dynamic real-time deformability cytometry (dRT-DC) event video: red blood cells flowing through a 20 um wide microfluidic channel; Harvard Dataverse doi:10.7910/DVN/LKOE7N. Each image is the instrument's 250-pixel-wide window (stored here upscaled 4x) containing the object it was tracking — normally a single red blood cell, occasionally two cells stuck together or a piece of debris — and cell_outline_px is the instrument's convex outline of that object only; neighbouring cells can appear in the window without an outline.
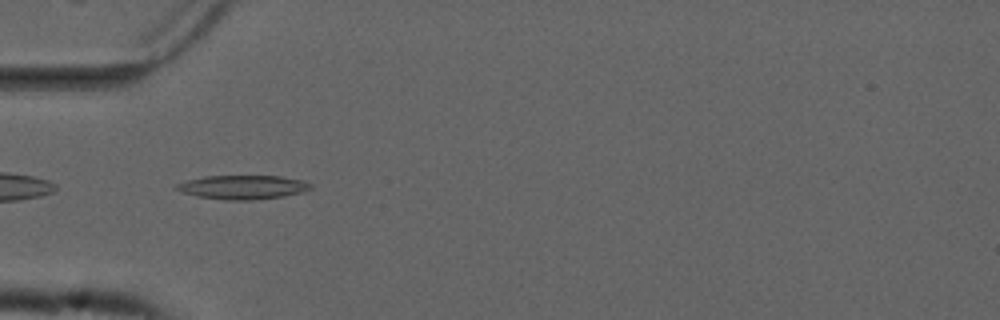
{"species": "common noctule bat (a hibernating species)", "species_latin": "Nyctalus noctula", "temperature_condition": "cold", "stored_images_in_passage": 39, "camera_frame_rate_fps": 3000, "um_per_image_px": 0.085, "animal": {"sex": "male", "forearm_length_mm": 52.5}, "frame": {"image": 1, "passage_image": 2, "time_ms": 0.333, "image_size_px": [1000, 320], "cell_outline_px": [[312, 188], [304, 192], [284, 196], [256, 200], [224, 200], [196, 196], [172, 188], [176, 184], [188, 180], [204, 176], [280, 176], [304, 180], [312, 184]], "centroid_in_image_um": [20.67, 15.91], "position_along_channel_um": 64.3, "area_um2": 18.9}}
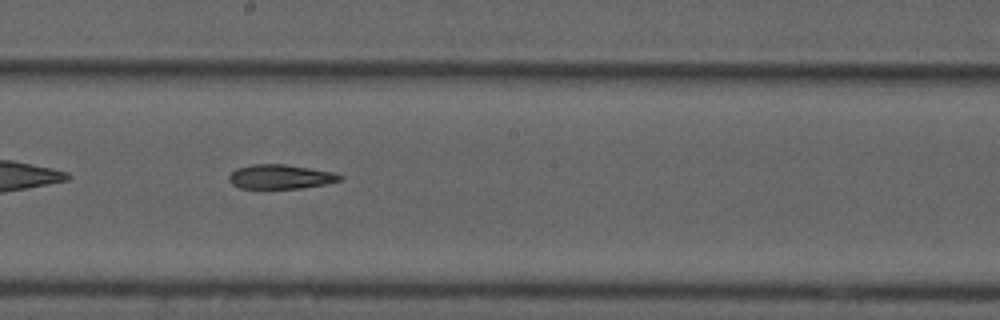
{"frame": {"image": 2, "passage_image": 15, "time_ms": 4.667, "image_size_px": [1000, 320], "cell_outline_px": [[344, 180], [324, 184], [300, 188], [240, 188], [232, 184], [228, 180], [228, 176], [236, 168], [252, 164], [284, 164], [336, 172], [344, 176]], "centroid_in_image_um": [23.87, 15.01], "position_along_channel_um": 224.3, "area_um2": 15.84}}
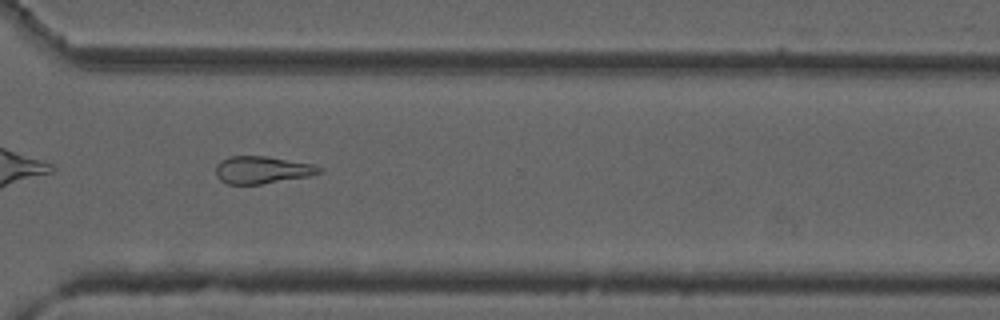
{"frame": {"image": 3, "passage_image": 25, "time_ms": 8.0, "image_size_px": [1000, 320], "cell_outline_px": [[324, 168], [320, 172], [312, 176], [260, 184], [228, 184], [220, 180], [216, 176], [216, 164], [220, 160], [228, 156], [268, 156], [312, 164]], "centroid_in_image_um": [22.27, 14.44], "position_along_channel_um": 348.3, "area_um2": 16.65}}